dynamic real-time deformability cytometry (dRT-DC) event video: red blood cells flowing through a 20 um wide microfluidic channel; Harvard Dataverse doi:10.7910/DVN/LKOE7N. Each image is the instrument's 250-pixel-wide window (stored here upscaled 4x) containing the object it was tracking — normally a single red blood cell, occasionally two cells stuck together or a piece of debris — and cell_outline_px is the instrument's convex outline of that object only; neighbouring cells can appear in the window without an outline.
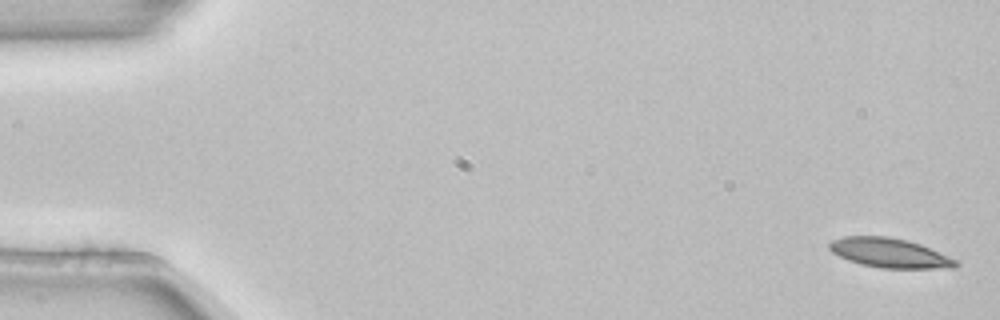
{"species": "common noctule bat (a hibernating species)", "species_latin": "Nyctalus noctula", "temperature_condition": "room temperature", "stored_images_in_passage": 4, "camera_frame_rate_fps": 3000, "um_per_image_px": 0.085, "animal": {"sex": "female", "body_mass_g": 22.7, "forearm_length_mm": 54.2}, "frame": {"image": 1, "passage_image": 1, "time_ms": 0.0, "image_size_px": [1000, 320], "cell_outline_px": [[960, 264], [956, 268], [880, 268], [848, 260], [832, 252], [828, 248], [828, 244], [832, 240], [844, 236], [888, 236], [908, 240], [920, 244], [956, 260]], "centroid_in_image_um": [75.61, 21.49], "position_along_channel_um": 9.4, "area_um2": 21.56}}
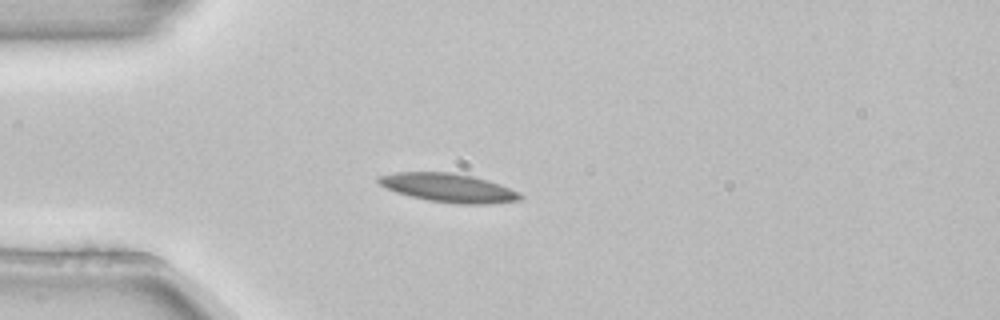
{"frame": {"image": 2, "passage_image": 4, "time_ms": 1.0, "image_size_px": [1000, 320], "cell_outline_px": [[524, 196], [520, 200], [488, 204], [456, 204], [428, 200], [396, 192], [380, 184], [376, 180], [376, 176], [396, 172], [452, 172], [472, 176], [488, 180], [500, 184]], "centroid_in_image_um": [38.1, 15.96], "position_along_channel_um": 46.9, "area_um2": 23.58}}